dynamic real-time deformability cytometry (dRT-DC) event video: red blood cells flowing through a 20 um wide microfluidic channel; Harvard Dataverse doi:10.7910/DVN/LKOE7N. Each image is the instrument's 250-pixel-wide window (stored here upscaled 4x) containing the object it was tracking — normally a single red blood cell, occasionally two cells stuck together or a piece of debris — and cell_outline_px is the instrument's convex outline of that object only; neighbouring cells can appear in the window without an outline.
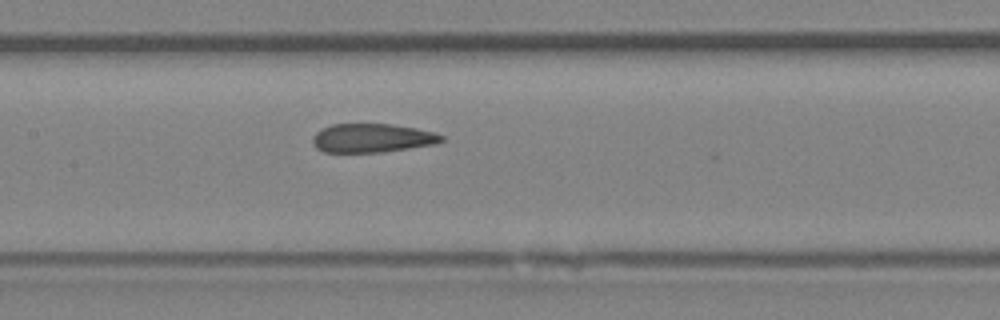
{"species": "Egyptian fruit bat (a non-hibernating species)", "species_latin": "Rousettus aegyptiacus", "temperature_condition": "room temperature", "stored_images_in_passage": 9, "segment_of_instrument_passage": [1, 2], "camera_frame_rate_fps": 3000, "um_per_image_px": 0.085, "animal": {"sex": "female"}, "frame": {"image": 1, "passage_image": 8, "time_ms": 8.667, "image_size_px": [1000, 320], "cell_outline_px": [[444, 140], [436, 144], [380, 152], [324, 152], [316, 148], [312, 144], [312, 136], [316, 132], [332, 124], [392, 124], [416, 128], [436, 132], [444, 136]], "centroid_in_image_um": [31.64, 11.73], "position_along_channel_um": 175.8, "area_um2": 21.68}}